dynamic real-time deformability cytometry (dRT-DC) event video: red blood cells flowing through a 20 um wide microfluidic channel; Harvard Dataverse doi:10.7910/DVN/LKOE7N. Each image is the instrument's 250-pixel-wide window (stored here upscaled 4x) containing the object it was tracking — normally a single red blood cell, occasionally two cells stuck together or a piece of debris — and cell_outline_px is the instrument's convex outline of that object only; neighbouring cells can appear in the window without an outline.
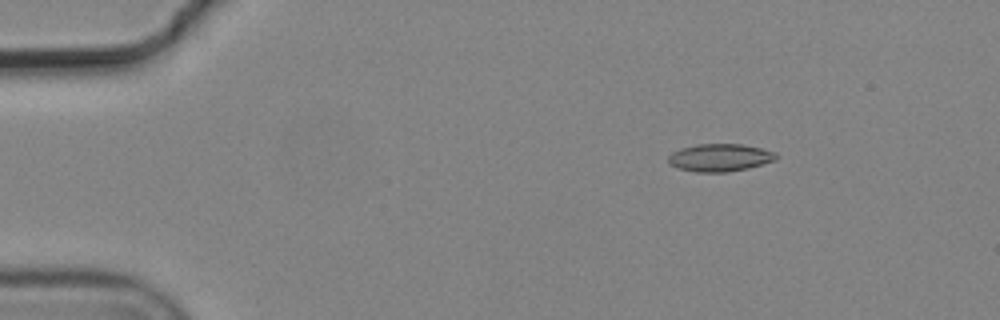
{"species": "common noctule bat (a hibernating species)", "species_latin": "Nyctalus noctula", "temperature_condition": "cold", "stored_images_in_passage": 7, "camera_frame_rate_fps": 3000, "um_per_image_px": 0.085, "animal": {"sex": "male", "body_mass_g": 19.2, "forearm_length_mm": 51.8}, "frame": {"image": 1, "passage_image": 3, "time_ms": 0.667, "image_size_px": [1000, 320], "cell_outline_px": [[776, 160], [748, 168], [728, 172], [696, 172], [680, 168], [668, 164], [668, 156], [672, 152], [680, 148], [696, 144], [740, 144], [760, 148], [776, 152]], "centroid_in_image_um": [61.16, 13.39], "position_along_channel_um": 23.8, "area_um2": 17.34}}
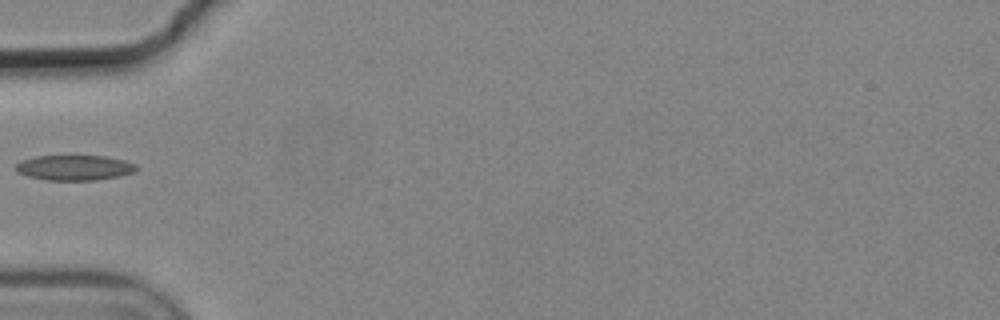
{"frame": {"image": 2, "passage_image": 6, "time_ms": 1.667, "image_size_px": [1000, 320], "cell_outline_px": [[140, 168], [136, 172], [120, 176], [96, 180], [44, 180], [28, 176], [16, 172], [16, 164], [24, 160], [36, 156], [104, 156], [124, 160], [136, 164]], "centroid_in_image_um": [6.38, 14.26], "position_along_channel_um": 78.6, "area_um2": 17.8}}
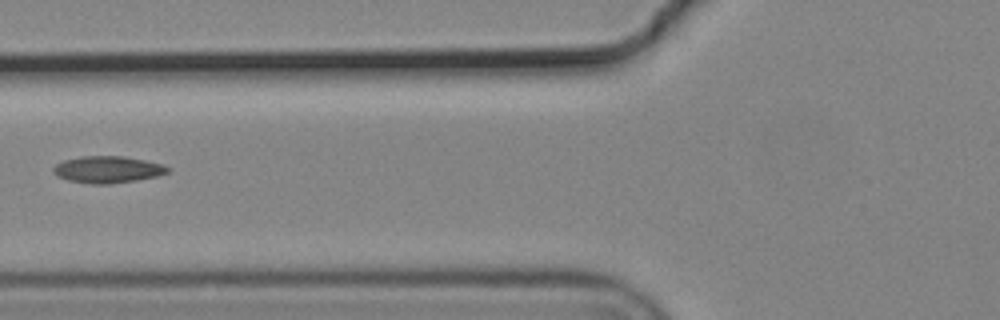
{"frame": {"image": 3, "passage_image": 7, "time_ms": 2.0, "image_size_px": [1000, 320], "cell_outline_px": [[172, 168], [168, 172], [156, 176], [136, 180], [108, 184], [92, 184], [68, 180], [56, 176], [52, 172], [52, 168], [56, 164], [64, 160], [80, 156], [124, 156], [164, 164]], "centroid_in_image_um": [9.14, 14.4], "position_along_channel_um": 116.7, "area_um2": 17.98}}